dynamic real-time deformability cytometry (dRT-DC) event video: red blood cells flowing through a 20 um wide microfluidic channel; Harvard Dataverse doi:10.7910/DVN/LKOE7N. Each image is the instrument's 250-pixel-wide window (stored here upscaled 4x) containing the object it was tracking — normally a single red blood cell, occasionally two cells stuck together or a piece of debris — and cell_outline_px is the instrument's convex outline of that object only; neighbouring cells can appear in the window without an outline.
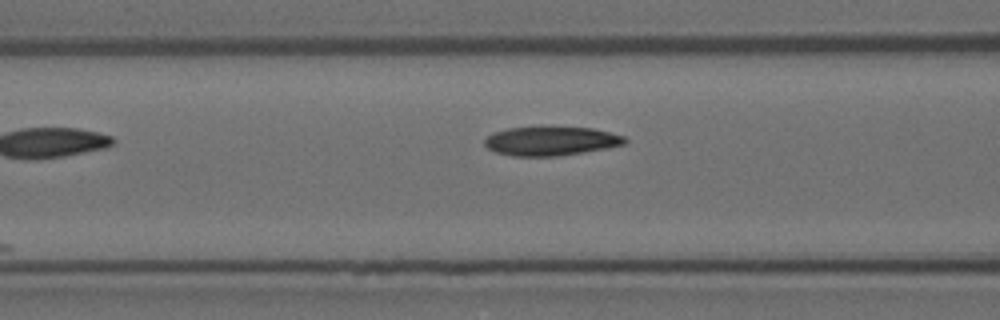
{"species": "Egyptian fruit bat (a non-hibernating species)", "species_latin": "Rousettus aegyptiacus", "temperature_condition": "room temperature", "stored_images_in_passage": 7, "camera_frame_rate_fps": 3000, "um_per_image_px": 0.085, "animal": {"sex": "female"}, "frame": {"image": 1, "passage_image": 6, "time_ms": 6.667, "image_size_px": [1000, 320], "cell_outline_px": [[628, 140], [624, 144], [584, 152], [556, 156], [512, 156], [496, 152], [488, 148], [484, 144], [484, 140], [492, 132], [508, 128], [592, 128], [624, 136]], "centroid_in_image_um": [46.79, 12.0], "position_along_channel_um": 119.8, "area_um2": 23.24}}
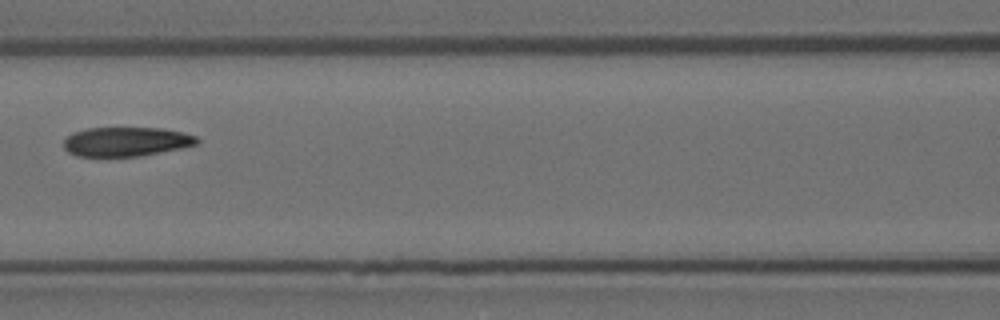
{"frame": {"image": 2, "passage_image": 7, "time_ms": 7.667, "image_size_px": [1000, 320], "cell_outline_px": [[200, 140], [196, 144], [180, 148], [140, 156], [76, 156], [68, 152], [64, 148], [64, 140], [72, 132], [88, 128], [164, 128], [196, 136]], "centroid_in_image_um": [10.7, 12.04], "position_along_channel_um": 155.9, "area_um2": 22.6}}